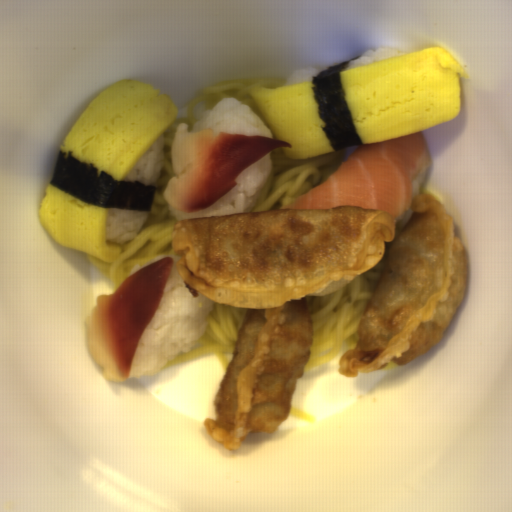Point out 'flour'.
I'll list each match as a JSON object with an SVG mask.
<instances>
[{
  "instance_id": "flour-1",
  "label": "flour",
  "mask_w": 512,
  "mask_h": 512,
  "mask_svg": "<svg viewBox=\"0 0 512 512\" xmlns=\"http://www.w3.org/2000/svg\"><path fill=\"white\" fill-rule=\"evenodd\" d=\"M395 218L358 206L280 209L181 219L171 234L176 269L200 294L246 309L234 353L204 419L236 452L251 434L285 422L309 361L308 299L345 287L383 262L358 344L338 360L348 378L413 362L437 344L462 306L467 253L455 220L430 193Z\"/></svg>"
}]
</instances>
